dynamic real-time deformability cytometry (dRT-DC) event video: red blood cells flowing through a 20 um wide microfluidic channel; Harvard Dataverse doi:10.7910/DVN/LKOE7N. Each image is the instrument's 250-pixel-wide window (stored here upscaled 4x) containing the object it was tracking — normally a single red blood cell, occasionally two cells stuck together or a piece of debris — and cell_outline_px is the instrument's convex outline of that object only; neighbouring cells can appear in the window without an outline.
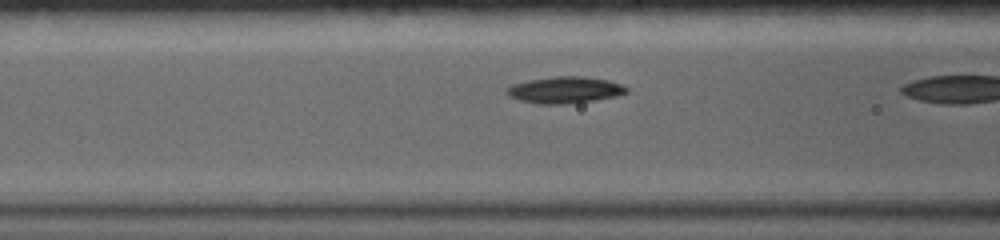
{"species": "common noctule bat (a hibernating species)", "species_latin": "Nyctalus noctula", "temperature_condition": "warm", "stored_images_in_passage": 5, "camera_frame_rate_fps": 5000, "um_per_image_px": 0.085, "animal": {"sex": "female", "body_mass_g": 19.0, "forearm_length_mm": 56.7}, "frame": {"image": 1, "passage_image": 4, "time_ms": 1.6, "image_size_px": [1000, 240], "cell_outline_px": [[628, 92], [616, 96], [596, 100], [564, 104], [536, 104], [520, 100], [508, 96], [504, 92], [504, 88], [512, 84], [528, 80], [556, 76], [580, 76], [608, 80], [620, 84], [628, 88]], "centroid_in_image_um": [47.96, 7.65], "position_along_channel_um": 118.6, "area_um2": 18.67}}